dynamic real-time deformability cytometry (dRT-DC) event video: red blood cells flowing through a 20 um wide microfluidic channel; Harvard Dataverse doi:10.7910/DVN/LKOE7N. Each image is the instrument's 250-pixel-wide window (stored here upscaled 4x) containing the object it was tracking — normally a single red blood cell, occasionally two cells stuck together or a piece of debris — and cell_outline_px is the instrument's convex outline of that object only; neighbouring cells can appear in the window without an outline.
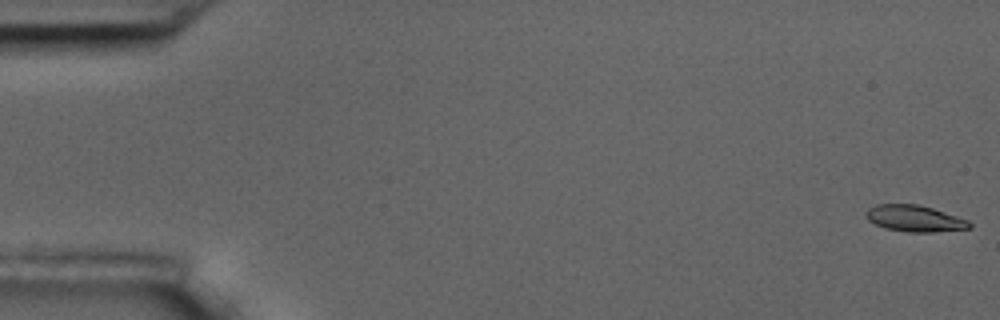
{"species": "common noctule bat (a hibernating species)", "species_latin": "Nyctalus noctula", "temperature_condition": "room temperature", "stored_images_in_passage": 56, "camera_frame_rate_fps": 3000, "um_per_image_px": 0.085, "animal": {"sex": "male", "body_mass_g": 17.5, "forearm_length_mm": 52.3}, "frame": {"image": 1, "passage_image": 1, "time_ms": 0.0, "image_size_px": [1000, 320], "cell_outline_px": [[972, 228], [932, 232], [908, 232], [884, 228], [868, 220], [864, 216], [864, 212], [868, 208], [876, 204], [916, 204], [932, 208], [968, 220], [972, 224]], "centroid_in_image_um": [77.71, 18.57], "position_along_channel_um": 7.3, "area_um2": 15.95}}
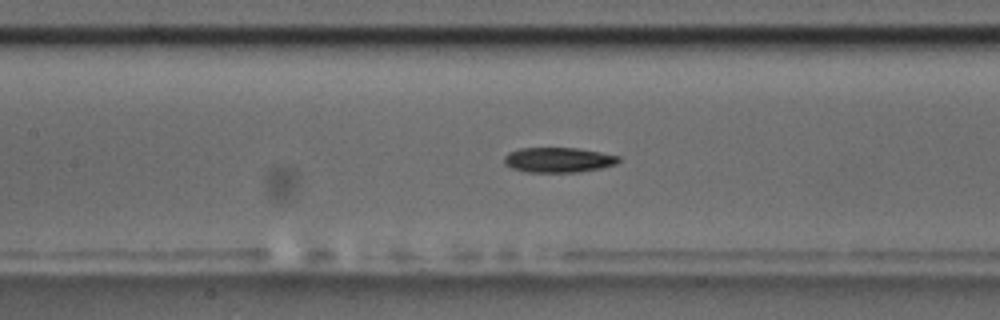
{"frame": {"image": 2, "passage_image": 26, "time_ms": 8.333, "image_size_px": [1000, 320], "cell_outline_px": [[620, 160], [616, 164], [600, 168], [576, 172], [528, 172], [512, 168], [504, 164], [504, 156], [508, 152], [520, 148], [576, 148], [600, 152], [620, 156]], "centroid_in_image_um": [47.44, 13.59], "position_along_channel_um": 160.0, "area_um2": 16.65}}
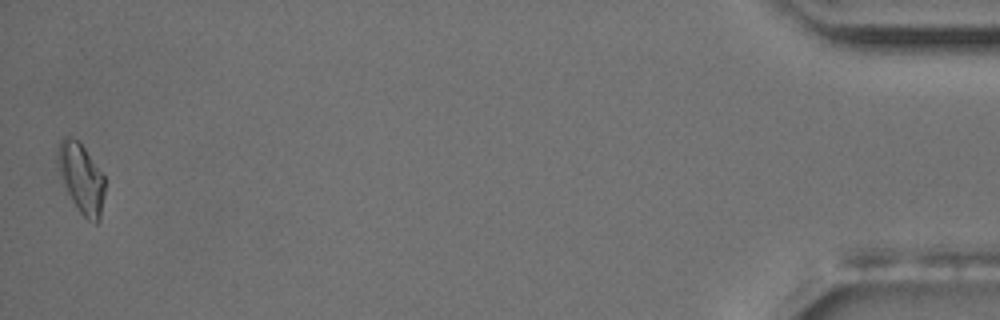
{"frame": {"image": 3, "passage_image": 56, "time_ms": 18.333, "image_size_px": [1000, 320], "cell_outline_px": [[104, 196], [100, 220], [96, 224], [88, 220], [76, 208], [60, 176], [56, 160], [56, 152], [60, 140], [68, 132], [84, 148], [104, 176]], "centroid_in_image_um": [6.88, 15.12], "position_along_channel_um": 428.3, "area_um2": 19.19}, "authors_computed_cell_mechanics": {"area_um2": 16.9643, "velocity_mm_per_s": 3.6015, "shape_relaxation_time_tau1_ms": 6.0248, "shape_relaxation_time_tau2_ms": 4.3759, "deformation_change_tau1": 0.168, "deformation_change_tau2": 0.1107}}